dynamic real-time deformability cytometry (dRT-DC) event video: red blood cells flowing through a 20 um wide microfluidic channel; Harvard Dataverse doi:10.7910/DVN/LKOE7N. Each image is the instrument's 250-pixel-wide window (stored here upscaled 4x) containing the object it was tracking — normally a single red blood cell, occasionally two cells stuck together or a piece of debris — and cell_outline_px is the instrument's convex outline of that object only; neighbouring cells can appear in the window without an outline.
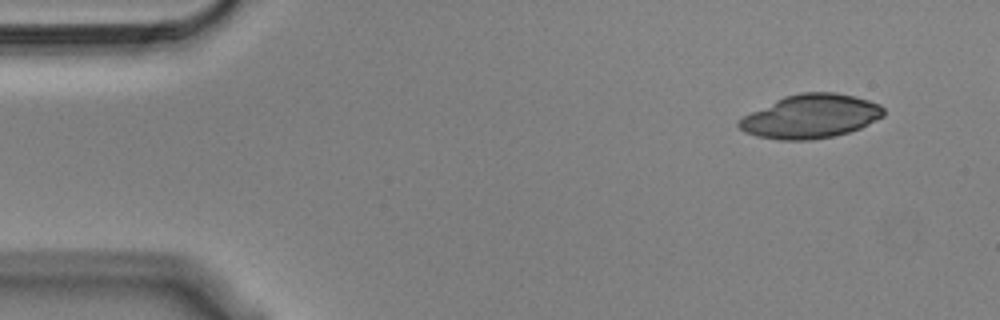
{"species": "Egyptian fruit bat (a non-hibernating species)", "species_latin": "Rousettus aegyptiacus", "temperature_condition": "cold", "stored_images_in_passage": 48, "camera_frame_rate_fps": 3000, "um_per_image_px": 0.085, "animal": {"sex": "male"}, "frame": {"image": 1, "passage_image": 1, "time_ms": 0.0, "image_size_px": [1000, 320], "cell_outline_px": [[884, 116], [860, 128], [848, 132], [832, 136], [812, 140], [780, 140], [756, 136], [744, 132], [736, 124], [736, 120], [784, 96], [800, 92], [836, 92], [868, 100], [880, 104], [884, 108]], "centroid_in_image_um": [68.9, 9.89], "position_along_channel_um": 16.1, "area_um2": 36.82}}